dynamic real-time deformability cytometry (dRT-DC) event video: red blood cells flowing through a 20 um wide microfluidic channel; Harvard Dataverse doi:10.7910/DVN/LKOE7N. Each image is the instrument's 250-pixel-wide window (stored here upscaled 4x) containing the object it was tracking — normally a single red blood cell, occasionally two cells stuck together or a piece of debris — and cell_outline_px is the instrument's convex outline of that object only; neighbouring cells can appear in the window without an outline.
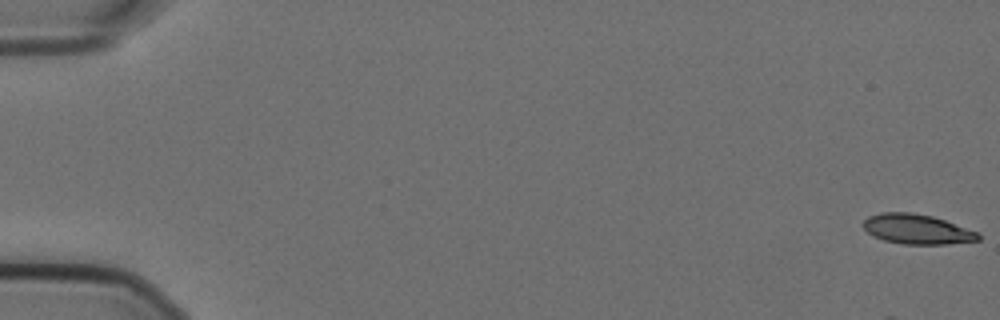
{"species": "Egyptian fruit bat (a non-hibernating species)", "species_latin": "Rousettus aegyptiacus", "temperature_condition": "cold", "stored_images_in_passage": 58, "camera_frame_rate_fps": 3000, "um_per_image_px": 0.085, "animal": {"sex": "female"}, "frame": {"image": 1, "passage_image": 1, "time_ms": 0.0, "image_size_px": [1000, 320], "cell_outline_px": [[980, 240], [948, 244], [904, 244], [884, 240], [868, 232], [864, 228], [864, 220], [868, 216], [884, 212], [912, 212], [932, 216], [980, 232]], "centroid_in_image_um": [77.99, 19.48], "position_along_channel_um": 7.0, "area_um2": 19.88}}
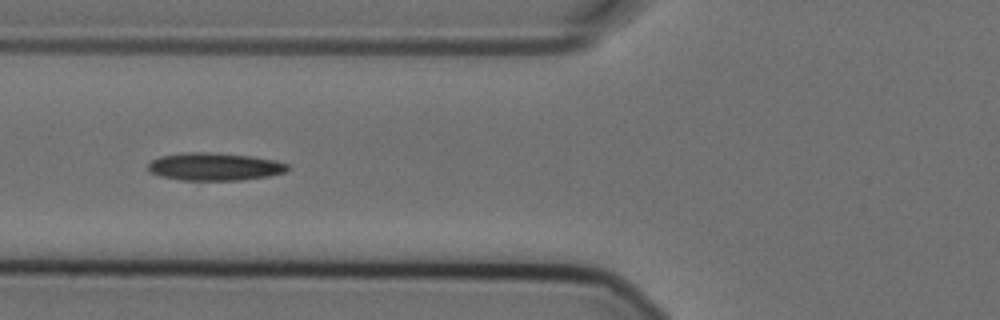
{"frame": {"image": 2, "passage_image": 23, "time_ms": 7.333, "image_size_px": [1000, 320], "cell_outline_px": [[288, 168], [284, 172], [268, 176], [240, 180], [180, 180], [160, 176], [152, 172], [148, 168], [148, 164], [152, 160], [160, 156], [184, 152], [208, 152], [252, 156], [272, 160], [288, 164]], "centroid_in_image_um": [18.2, 14.16], "position_along_channel_um": 107.6, "area_um2": 22.37}}
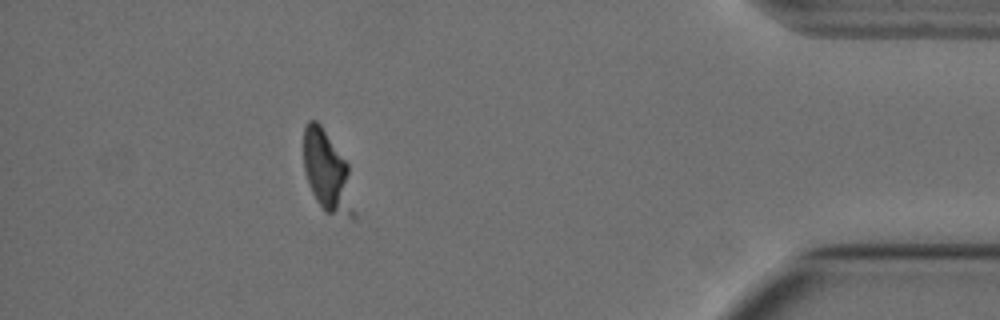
{"frame": {"image": 3, "passage_image": 52, "time_ms": 17.0, "image_size_px": [1000, 320], "cell_outline_px": [[356, 216], [352, 220], [324, 212], [316, 200], [312, 192], [304, 168], [304, 128], [308, 120], [316, 120], [320, 124], [348, 164]], "centroid_in_image_um": [27.84, 14.68], "position_along_channel_um": 407.4, "area_um2": 23.81}, "authors_computed_cell_mechanics": {"area_um2": 22.0218, "velocity_mm_per_s": 3.5744, "shape_relaxation_time_tau1_ms": 7.0632, "shape_relaxation_time_tau2_ms": null, "deformation_change_tau1": 0.1811, "deformation_change_tau2": null}}